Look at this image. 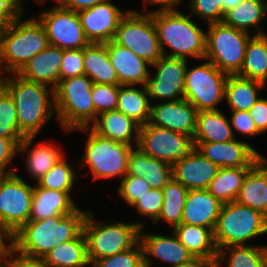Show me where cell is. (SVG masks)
I'll return each instance as SVG.
<instances>
[{
	"label": "cell",
	"mask_w": 267,
	"mask_h": 267,
	"mask_svg": "<svg viewBox=\"0 0 267 267\" xmlns=\"http://www.w3.org/2000/svg\"><path fill=\"white\" fill-rule=\"evenodd\" d=\"M2 85L14 99L18 126L26 137L37 136L54 114L56 117L52 88L25 80L18 74L3 76Z\"/></svg>",
	"instance_id": "obj_2"
},
{
	"label": "cell",
	"mask_w": 267,
	"mask_h": 267,
	"mask_svg": "<svg viewBox=\"0 0 267 267\" xmlns=\"http://www.w3.org/2000/svg\"><path fill=\"white\" fill-rule=\"evenodd\" d=\"M264 267H267V246H263Z\"/></svg>",
	"instance_id": "obj_59"
},
{
	"label": "cell",
	"mask_w": 267,
	"mask_h": 267,
	"mask_svg": "<svg viewBox=\"0 0 267 267\" xmlns=\"http://www.w3.org/2000/svg\"><path fill=\"white\" fill-rule=\"evenodd\" d=\"M143 230L144 228L141 227L140 242L144 250L145 266L152 267V259L157 258L163 263L170 264V267H176L194 257L178 240L174 232L172 236H165V234L156 233L146 234Z\"/></svg>",
	"instance_id": "obj_19"
},
{
	"label": "cell",
	"mask_w": 267,
	"mask_h": 267,
	"mask_svg": "<svg viewBox=\"0 0 267 267\" xmlns=\"http://www.w3.org/2000/svg\"><path fill=\"white\" fill-rule=\"evenodd\" d=\"M216 259L217 258L192 257L189 261L176 267H216Z\"/></svg>",
	"instance_id": "obj_55"
},
{
	"label": "cell",
	"mask_w": 267,
	"mask_h": 267,
	"mask_svg": "<svg viewBox=\"0 0 267 267\" xmlns=\"http://www.w3.org/2000/svg\"><path fill=\"white\" fill-rule=\"evenodd\" d=\"M267 234V217L236 201L224 203L213 239L217 251L228 246L248 245L253 238Z\"/></svg>",
	"instance_id": "obj_7"
},
{
	"label": "cell",
	"mask_w": 267,
	"mask_h": 267,
	"mask_svg": "<svg viewBox=\"0 0 267 267\" xmlns=\"http://www.w3.org/2000/svg\"><path fill=\"white\" fill-rule=\"evenodd\" d=\"M231 116L229 118L231 127L233 129L234 137L235 132L237 131L242 136L246 135L247 137L258 136L260 132L257 130L254 120L250 116L249 111H230Z\"/></svg>",
	"instance_id": "obj_49"
},
{
	"label": "cell",
	"mask_w": 267,
	"mask_h": 267,
	"mask_svg": "<svg viewBox=\"0 0 267 267\" xmlns=\"http://www.w3.org/2000/svg\"><path fill=\"white\" fill-rule=\"evenodd\" d=\"M251 168L221 167L207 190L223 204L233 202L237 199L244 179Z\"/></svg>",
	"instance_id": "obj_37"
},
{
	"label": "cell",
	"mask_w": 267,
	"mask_h": 267,
	"mask_svg": "<svg viewBox=\"0 0 267 267\" xmlns=\"http://www.w3.org/2000/svg\"><path fill=\"white\" fill-rule=\"evenodd\" d=\"M157 29L163 56L185 59L188 56L204 60L206 53V32L197 25L190 14L180 10H149ZM171 51H166V47Z\"/></svg>",
	"instance_id": "obj_3"
},
{
	"label": "cell",
	"mask_w": 267,
	"mask_h": 267,
	"mask_svg": "<svg viewBox=\"0 0 267 267\" xmlns=\"http://www.w3.org/2000/svg\"><path fill=\"white\" fill-rule=\"evenodd\" d=\"M19 1L23 4L22 0H19ZM34 1H37L38 3L42 4V3L47 2L48 0H34ZM53 1H56V0H53Z\"/></svg>",
	"instance_id": "obj_62"
},
{
	"label": "cell",
	"mask_w": 267,
	"mask_h": 267,
	"mask_svg": "<svg viewBox=\"0 0 267 267\" xmlns=\"http://www.w3.org/2000/svg\"><path fill=\"white\" fill-rule=\"evenodd\" d=\"M235 201L267 217V158L265 156L248 171Z\"/></svg>",
	"instance_id": "obj_28"
},
{
	"label": "cell",
	"mask_w": 267,
	"mask_h": 267,
	"mask_svg": "<svg viewBox=\"0 0 267 267\" xmlns=\"http://www.w3.org/2000/svg\"><path fill=\"white\" fill-rule=\"evenodd\" d=\"M113 41L133 51L151 65L163 54L152 14L131 9L120 20Z\"/></svg>",
	"instance_id": "obj_10"
},
{
	"label": "cell",
	"mask_w": 267,
	"mask_h": 267,
	"mask_svg": "<svg viewBox=\"0 0 267 267\" xmlns=\"http://www.w3.org/2000/svg\"><path fill=\"white\" fill-rule=\"evenodd\" d=\"M163 202L162 189H151L140 197L133 208L137 209L139 215L149 217L154 222L160 215Z\"/></svg>",
	"instance_id": "obj_46"
},
{
	"label": "cell",
	"mask_w": 267,
	"mask_h": 267,
	"mask_svg": "<svg viewBox=\"0 0 267 267\" xmlns=\"http://www.w3.org/2000/svg\"><path fill=\"white\" fill-rule=\"evenodd\" d=\"M144 250L140 240L130 249L113 256L97 259L90 267H142Z\"/></svg>",
	"instance_id": "obj_42"
},
{
	"label": "cell",
	"mask_w": 267,
	"mask_h": 267,
	"mask_svg": "<svg viewBox=\"0 0 267 267\" xmlns=\"http://www.w3.org/2000/svg\"><path fill=\"white\" fill-rule=\"evenodd\" d=\"M8 267H51L46 260L41 257H31L19 252L13 248L9 257Z\"/></svg>",
	"instance_id": "obj_51"
},
{
	"label": "cell",
	"mask_w": 267,
	"mask_h": 267,
	"mask_svg": "<svg viewBox=\"0 0 267 267\" xmlns=\"http://www.w3.org/2000/svg\"><path fill=\"white\" fill-rule=\"evenodd\" d=\"M22 140L23 138L0 137V175L16 172L9 165L13 163V158L19 154V144Z\"/></svg>",
	"instance_id": "obj_48"
},
{
	"label": "cell",
	"mask_w": 267,
	"mask_h": 267,
	"mask_svg": "<svg viewBox=\"0 0 267 267\" xmlns=\"http://www.w3.org/2000/svg\"><path fill=\"white\" fill-rule=\"evenodd\" d=\"M181 1L182 0H152L149 4L150 5H157V4L160 5V7H158L157 9H155V10L152 9L153 11H156V10L173 11V10H179L177 5H181L182 4Z\"/></svg>",
	"instance_id": "obj_56"
},
{
	"label": "cell",
	"mask_w": 267,
	"mask_h": 267,
	"mask_svg": "<svg viewBox=\"0 0 267 267\" xmlns=\"http://www.w3.org/2000/svg\"><path fill=\"white\" fill-rule=\"evenodd\" d=\"M266 87L260 81L238 75H228L225 85V100L230 111H249L259 99V90Z\"/></svg>",
	"instance_id": "obj_31"
},
{
	"label": "cell",
	"mask_w": 267,
	"mask_h": 267,
	"mask_svg": "<svg viewBox=\"0 0 267 267\" xmlns=\"http://www.w3.org/2000/svg\"><path fill=\"white\" fill-rule=\"evenodd\" d=\"M195 148L219 168L253 167L263 155L248 142H195Z\"/></svg>",
	"instance_id": "obj_17"
},
{
	"label": "cell",
	"mask_w": 267,
	"mask_h": 267,
	"mask_svg": "<svg viewBox=\"0 0 267 267\" xmlns=\"http://www.w3.org/2000/svg\"><path fill=\"white\" fill-rule=\"evenodd\" d=\"M2 74H1V72H0V85L2 84Z\"/></svg>",
	"instance_id": "obj_63"
},
{
	"label": "cell",
	"mask_w": 267,
	"mask_h": 267,
	"mask_svg": "<svg viewBox=\"0 0 267 267\" xmlns=\"http://www.w3.org/2000/svg\"><path fill=\"white\" fill-rule=\"evenodd\" d=\"M266 16H267V5H266V8H265V17ZM259 35L267 40V32L265 30L261 31V33Z\"/></svg>",
	"instance_id": "obj_60"
},
{
	"label": "cell",
	"mask_w": 267,
	"mask_h": 267,
	"mask_svg": "<svg viewBox=\"0 0 267 267\" xmlns=\"http://www.w3.org/2000/svg\"><path fill=\"white\" fill-rule=\"evenodd\" d=\"M215 263L216 267H264L263 246L249 244L222 248L217 252Z\"/></svg>",
	"instance_id": "obj_39"
},
{
	"label": "cell",
	"mask_w": 267,
	"mask_h": 267,
	"mask_svg": "<svg viewBox=\"0 0 267 267\" xmlns=\"http://www.w3.org/2000/svg\"><path fill=\"white\" fill-rule=\"evenodd\" d=\"M107 48L110 62L117 72L121 85L144 86L146 84L150 76L147 67L151 66L150 63L113 40L107 43Z\"/></svg>",
	"instance_id": "obj_22"
},
{
	"label": "cell",
	"mask_w": 267,
	"mask_h": 267,
	"mask_svg": "<svg viewBox=\"0 0 267 267\" xmlns=\"http://www.w3.org/2000/svg\"><path fill=\"white\" fill-rule=\"evenodd\" d=\"M33 188L17 172L0 175V223L12 236L29 222Z\"/></svg>",
	"instance_id": "obj_12"
},
{
	"label": "cell",
	"mask_w": 267,
	"mask_h": 267,
	"mask_svg": "<svg viewBox=\"0 0 267 267\" xmlns=\"http://www.w3.org/2000/svg\"><path fill=\"white\" fill-rule=\"evenodd\" d=\"M0 137L25 138L17 121V110L10 92L0 85Z\"/></svg>",
	"instance_id": "obj_41"
},
{
	"label": "cell",
	"mask_w": 267,
	"mask_h": 267,
	"mask_svg": "<svg viewBox=\"0 0 267 267\" xmlns=\"http://www.w3.org/2000/svg\"><path fill=\"white\" fill-rule=\"evenodd\" d=\"M62 57L63 49L49 45L46 49L34 55L17 74L25 80L55 90L60 82Z\"/></svg>",
	"instance_id": "obj_21"
},
{
	"label": "cell",
	"mask_w": 267,
	"mask_h": 267,
	"mask_svg": "<svg viewBox=\"0 0 267 267\" xmlns=\"http://www.w3.org/2000/svg\"><path fill=\"white\" fill-rule=\"evenodd\" d=\"M145 5L143 6L144 7V11H146L147 9V6L149 5V3L152 1V0H143ZM147 4V5H146Z\"/></svg>",
	"instance_id": "obj_61"
},
{
	"label": "cell",
	"mask_w": 267,
	"mask_h": 267,
	"mask_svg": "<svg viewBox=\"0 0 267 267\" xmlns=\"http://www.w3.org/2000/svg\"><path fill=\"white\" fill-rule=\"evenodd\" d=\"M189 190L173 178L163 187V205L158 218L153 222L157 224L164 220L172 229L181 224L185 200Z\"/></svg>",
	"instance_id": "obj_38"
},
{
	"label": "cell",
	"mask_w": 267,
	"mask_h": 267,
	"mask_svg": "<svg viewBox=\"0 0 267 267\" xmlns=\"http://www.w3.org/2000/svg\"><path fill=\"white\" fill-rule=\"evenodd\" d=\"M125 176H135L146 181L151 189H163L173 178L172 165L142 152L134 147L128 159V171Z\"/></svg>",
	"instance_id": "obj_25"
},
{
	"label": "cell",
	"mask_w": 267,
	"mask_h": 267,
	"mask_svg": "<svg viewBox=\"0 0 267 267\" xmlns=\"http://www.w3.org/2000/svg\"><path fill=\"white\" fill-rule=\"evenodd\" d=\"M172 231L194 257L217 258L218 251L211 229L181 223Z\"/></svg>",
	"instance_id": "obj_34"
},
{
	"label": "cell",
	"mask_w": 267,
	"mask_h": 267,
	"mask_svg": "<svg viewBox=\"0 0 267 267\" xmlns=\"http://www.w3.org/2000/svg\"><path fill=\"white\" fill-rule=\"evenodd\" d=\"M190 15H196L208 24L220 23L224 19L222 0H190Z\"/></svg>",
	"instance_id": "obj_44"
},
{
	"label": "cell",
	"mask_w": 267,
	"mask_h": 267,
	"mask_svg": "<svg viewBox=\"0 0 267 267\" xmlns=\"http://www.w3.org/2000/svg\"><path fill=\"white\" fill-rule=\"evenodd\" d=\"M89 210L79 207L67 215H58L24 224L13 236V249L31 256H44L55 246L77 238Z\"/></svg>",
	"instance_id": "obj_1"
},
{
	"label": "cell",
	"mask_w": 267,
	"mask_h": 267,
	"mask_svg": "<svg viewBox=\"0 0 267 267\" xmlns=\"http://www.w3.org/2000/svg\"><path fill=\"white\" fill-rule=\"evenodd\" d=\"M51 267H88L87 241L82 232L77 238L63 242L51 249L45 256Z\"/></svg>",
	"instance_id": "obj_35"
},
{
	"label": "cell",
	"mask_w": 267,
	"mask_h": 267,
	"mask_svg": "<svg viewBox=\"0 0 267 267\" xmlns=\"http://www.w3.org/2000/svg\"><path fill=\"white\" fill-rule=\"evenodd\" d=\"M55 6L39 13L37 17L43 25L49 45L63 50L81 49L90 42L84 34L77 12L66 9L55 1Z\"/></svg>",
	"instance_id": "obj_14"
},
{
	"label": "cell",
	"mask_w": 267,
	"mask_h": 267,
	"mask_svg": "<svg viewBox=\"0 0 267 267\" xmlns=\"http://www.w3.org/2000/svg\"><path fill=\"white\" fill-rule=\"evenodd\" d=\"M22 3L19 0H0V31L23 15Z\"/></svg>",
	"instance_id": "obj_50"
},
{
	"label": "cell",
	"mask_w": 267,
	"mask_h": 267,
	"mask_svg": "<svg viewBox=\"0 0 267 267\" xmlns=\"http://www.w3.org/2000/svg\"><path fill=\"white\" fill-rule=\"evenodd\" d=\"M76 130L88 133L87 137L84 138L86 140L85 153L78 163L83 162L89 167L93 180L110 179L117 176L121 177V180L125 177L133 146L101 137L89 127L72 131Z\"/></svg>",
	"instance_id": "obj_8"
},
{
	"label": "cell",
	"mask_w": 267,
	"mask_h": 267,
	"mask_svg": "<svg viewBox=\"0 0 267 267\" xmlns=\"http://www.w3.org/2000/svg\"><path fill=\"white\" fill-rule=\"evenodd\" d=\"M137 147L148 156L173 165L193 152L195 142L186 134L148 122L140 126Z\"/></svg>",
	"instance_id": "obj_13"
},
{
	"label": "cell",
	"mask_w": 267,
	"mask_h": 267,
	"mask_svg": "<svg viewBox=\"0 0 267 267\" xmlns=\"http://www.w3.org/2000/svg\"><path fill=\"white\" fill-rule=\"evenodd\" d=\"M10 254H0V267H8Z\"/></svg>",
	"instance_id": "obj_58"
},
{
	"label": "cell",
	"mask_w": 267,
	"mask_h": 267,
	"mask_svg": "<svg viewBox=\"0 0 267 267\" xmlns=\"http://www.w3.org/2000/svg\"><path fill=\"white\" fill-rule=\"evenodd\" d=\"M207 27L204 60L228 75H236L242 67L247 43L253 35L223 22L208 24Z\"/></svg>",
	"instance_id": "obj_9"
},
{
	"label": "cell",
	"mask_w": 267,
	"mask_h": 267,
	"mask_svg": "<svg viewBox=\"0 0 267 267\" xmlns=\"http://www.w3.org/2000/svg\"><path fill=\"white\" fill-rule=\"evenodd\" d=\"M75 171L64 156L36 184L50 190L72 192L77 177Z\"/></svg>",
	"instance_id": "obj_40"
},
{
	"label": "cell",
	"mask_w": 267,
	"mask_h": 267,
	"mask_svg": "<svg viewBox=\"0 0 267 267\" xmlns=\"http://www.w3.org/2000/svg\"><path fill=\"white\" fill-rule=\"evenodd\" d=\"M235 138L229 118L220 109L198 111L194 142H228Z\"/></svg>",
	"instance_id": "obj_30"
},
{
	"label": "cell",
	"mask_w": 267,
	"mask_h": 267,
	"mask_svg": "<svg viewBox=\"0 0 267 267\" xmlns=\"http://www.w3.org/2000/svg\"><path fill=\"white\" fill-rule=\"evenodd\" d=\"M84 74L95 84L121 85L110 62L107 43H89L83 48Z\"/></svg>",
	"instance_id": "obj_29"
},
{
	"label": "cell",
	"mask_w": 267,
	"mask_h": 267,
	"mask_svg": "<svg viewBox=\"0 0 267 267\" xmlns=\"http://www.w3.org/2000/svg\"><path fill=\"white\" fill-rule=\"evenodd\" d=\"M12 242V234L0 223V254H10L13 248Z\"/></svg>",
	"instance_id": "obj_54"
},
{
	"label": "cell",
	"mask_w": 267,
	"mask_h": 267,
	"mask_svg": "<svg viewBox=\"0 0 267 267\" xmlns=\"http://www.w3.org/2000/svg\"><path fill=\"white\" fill-rule=\"evenodd\" d=\"M94 217L93 212L89 211L83 224L90 265L97 259L132 248L140 240V228L144 227L146 222H113L111 219L112 223H97Z\"/></svg>",
	"instance_id": "obj_6"
},
{
	"label": "cell",
	"mask_w": 267,
	"mask_h": 267,
	"mask_svg": "<svg viewBox=\"0 0 267 267\" xmlns=\"http://www.w3.org/2000/svg\"><path fill=\"white\" fill-rule=\"evenodd\" d=\"M117 110L130 117L140 126L151 118V102L144 86L121 85L118 93Z\"/></svg>",
	"instance_id": "obj_33"
},
{
	"label": "cell",
	"mask_w": 267,
	"mask_h": 267,
	"mask_svg": "<svg viewBox=\"0 0 267 267\" xmlns=\"http://www.w3.org/2000/svg\"><path fill=\"white\" fill-rule=\"evenodd\" d=\"M243 0H222L223 2V13L224 15L235 8L239 3H241Z\"/></svg>",
	"instance_id": "obj_57"
},
{
	"label": "cell",
	"mask_w": 267,
	"mask_h": 267,
	"mask_svg": "<svg viewBox=\"0 0 267 267\" xmlns=\"http://www.w3.org/2000/svg\"><path fill=\"white\" fill-rule=\"evenodd\" d=\"M219 167L195 148L184 160L172 165L173 179L190 190L208 189Z\"/></svg>",
	"instance_id": "obj_20"
},
{
	"label": "cell",
	"mask_w": 267,
	"mask_h": 267,
	"mask_svg": "<svg viewBox=\"0 0 267 267\" xmlns=\"http://www.w3.org/2000/svg\"><path fill=\"white\" fill-rule=\"evenodd\" d=\"M84 75L83 48L63 50L60 80Z\"/></svg>",
	"instance_id": "obj_47"
},
{
	"label": "cell",
	"mask_w": 267,
	"mask_h": 267,
	"mask_svg": "<svg viewBox=\"0 0 267 267\" xmlns=\"http://www.w3.org/2000/svg\"><path fill=\"white\" fill-rule=\"evenodd\" d=\"M257 130L263 134L267 131V98L259 97L256 103L249 110Z\"/></svg>",
	"instance_id": "obj_52"
},
{
	"label": "cell",
	"mask_w": 267,
	"mask_h": 267,
	"mask_svg": "<svg viewBox=\"0 0 267 267\" xmlns=\"http://www.w3.org/2000/svg\"><path fill=\"white\" fill-rule=\"evenodd\" d=\"M240 77L260 81L267 86V40L253 35L246 46Z\"/></svg>",
	"instance_id": "obj_36"
},
{
	"label": "cell",
	"mask_w": 267,
	"mask_h": 267,
	"mask_svg": "<svg viewBox=\"0 0 267 267\" xmlns=\"http://www.w3.org/2000/svg\"><path fill=\"white\" fill-rule=\"evenodd\" d=\"M48 46L46 31L37 18L13 21L0 31L1 74H17L34 55Z\"/></svg>",
	"instance_id": "obj_4"
},
{
	"label": "cell",
	"mask_w": 267,
	"mask_h": 267,
	"mask_svg": "<svg viewBox=\"0 0 267 267\" xmlns=\"http://www.w3.org/2000/svg\"><path fill=\"white\" fill-rule=\"evenodd\" d=\"M89 128L101 137L132 145H138L140 125L118 110L106 111L97 115Z\"/></svg>",
	"instance_id": "obj_24"
},
{
	"label": "cell",
	"mask_w": 267,
	"mask_h": 267,
	"mask_svg": "<svg viewBox=\"0 0 267 267\" xmlns=\"http://www.w3.org/2000/svg\"><path fill=\"white\" fill-rule=\"evenodd\" d=\"M106 0H56L61 6L74 12L89 9Z\"/></svg>",
	"instance_id": "obj_53"
},
{
	"label": "cell",
	"mask_w": 267,
	"mask_h": 267,
	"mask_svg": "<svg viewBox=\"0 0 267 267\" xmlns=\"http://www.w3.org/2000/svg\"><path fill=\"white\" fill-rule=\"evenodd\" d=\"M187 61L162 56L151 65L156 72L154 75L150 73L145 84L151 103L155 99L160 102L184 99Z\"/></svg>",
	"instance_id": "obj_15"
},
{
	"label": "cell",
	"mask_w": 267,
	"mask_h": 267,
	"mask_svg": "<svg viewBox=\"0 0 267 267\" xmlns=\"http://www.w3.org/2000/svg\"><path fill=\"white\" fill-rule=\"evenodd\" d=\"M222 206L223 203L207 189L190 190L185 200L181 223L214 231Z\"/></svg>",
	"instance_id": "obj_23"
},
{
	"label": "cell",
	"mask_w": 267,
	"mask_h": 267,
	"mask_svg": "<svg viewBox=\"0 0 267 267\" xmlns=\"http://www.w3.org/2000/svg\"><path fill=\"white\" fill-rule=\"evenodd\" d=\"M267 0H243L235 8L228 11L223 23L235 29L250 32L255 29L252 35H259L264 29L260 27L265 18ZM250 28V29H249Z\"/></svg>",
	"instance_id": "obj_32"
},
{
	"label": "cell",
	"mask_w": 267,
	"mask_h": 267,
	"mask_svg": "<svg viewBox=\"0 0 267 267\" xmlns=\"http://www.w3.org/2000/svg\"><path fill=\"white\" fill-rule=\"evenodd\" d=\"M228 74L220 71L210 61L185 71L184 99L198 111L219 110L218 104L225 100V85Z\"/></svg>",
	"instance_id": "obj_11"
},
{
	"label": "cell",
	"mask_w": 267,
	"mask_h": 267,
	"mask_svg": "<svg viewBox=\"0 0 267 267\" xmlns=\"http://www.w3.org/2000/svg\"><path fill=\"white\" fill-rule=\"evenodd\" d=\"M128 11H122L111 0H106L77 13L90 43H108L113 40L120 20Z\"/></svg>",
	"instance_id": "obj_16"
},
{
	"label": "cell",
	"mask_w": 267,
	"mask_h": 267,
	"mask_svg": "<svg viewBox=\"0 0 267 267\" xmlns=\"http://www.w3.org/2000/svg\"><path fill=\"white\" fill-rule=\"evenodd\" d=\"M121 85L95 84L91 89L95 112L99 115L106 111L117 110L118 93Z\"/></svg>",
	"instance_id": "obj_43"
},
{
	"label": "cell",
	"mask_w": 267,
	"mask_h": 267,
	"mask_svg": "<svg viewBox=\"0 0 267 267\" xmlns=\"http://www.w3.org/2000/svg\"><path fill=\"white\" fill-rule=\"evenodd\" d=\"M198 110L186 99L151 104L150 123L193 139L196 131Z\"/></svg>",
	"instance_id": "obj_18"
},
{
	"label": "cell",
	"mask_w": 267,
	"mask_h": 267,
	"mask_svg": "<svg viewBox=\"0 0 267 267\" xmlns=\"http://www.w3.org/2000/svg\"><path fill=\"white\" fill-rule=\"evenodd\" d=\"M150 190L149 184L143 179L135 176H125L120 180L118 194L132 207L140 197Z\"/></svg>",
	"instance_id": "obj_45"
},
{
	"label": "cell",
	"mask_w": 267,
	"mask_h": 267,
	"mask_svg": "<svg viewBox=\"0 0 267 267\" xmlns=\"http://www.w3.org/2000/svg\"><path fill=\"white\" fill-rule=\"evenodd\" d=\"M36 136H27L19 144V153H22L28 171L31 178L35 181H39L59 160L64 157V154L59 147L52 145L51 143L40 142L34 146L32 142L35 140ZM30 150L28 151L27 149Z\"/></svg>",
	"instance_id": "obj_27"
},
{
	"label": "cell",
	"mask_w": 267,
	"mask_h": 267,
	"mask_svg": "<svg viewBox=\"0 0 267 267\" xmlns=\"http://www.w3.org/2000/svg\"><path fill=\"white\" fill-rule=\"evenodd\" d=\"M93 81L84 75L60 80L54 90L55 112L59 125L66 132L89 127L97 113L92 101Z\"/></svg>",
	"instance_id": "obj_5"
},
{
	"label": "cell",
	"mask_w": 267,
	"mask_h": 267,
	"mask_svg": "<svg viewBox=\"0 0 267 267\" xmlns=\"http://www.w3.org/2000/svg\"><path fill=\"white\" fill-rule=\"evenodd\" d=\"M77 208V204L72 199L71 192L50 190L35 184L29 221L67 215L74 212Z\"/></svg>",
	"instance_id": "obj_26"
}]
</instances>
